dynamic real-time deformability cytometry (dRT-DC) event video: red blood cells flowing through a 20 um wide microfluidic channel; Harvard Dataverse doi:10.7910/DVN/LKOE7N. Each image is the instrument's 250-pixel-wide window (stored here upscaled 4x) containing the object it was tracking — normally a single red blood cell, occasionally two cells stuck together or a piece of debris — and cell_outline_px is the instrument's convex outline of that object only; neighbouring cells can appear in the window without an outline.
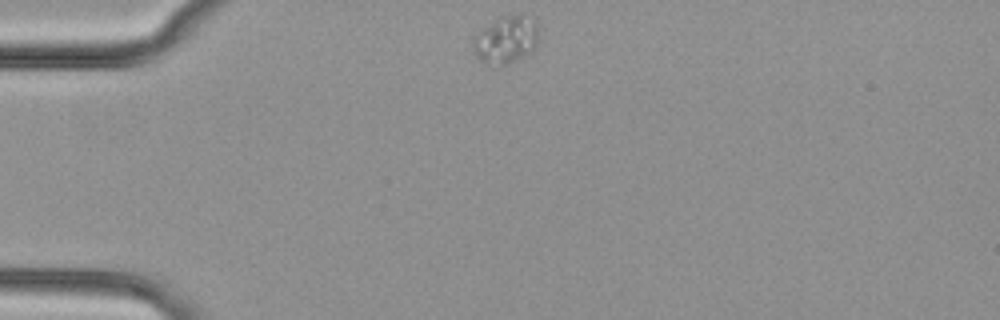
{"species": "common noctule bat (a hibernating species)", "species_latin": "Nyctalus noctula", "temperature_condition": "cold", "stored_images_in_passage": 37, "camera_frame_rate_fps": 3000, "um_per_image_px": 0.085, "animal": {"sex": "female", "body_mass_g": 29.2, "forearm_length_mm": 56.3}, "frame": {"image": 1, "passage_image": 1, "time_ms": 0.0, "image_size_px": [1000, 320], "cell_outline_px": [[536, 44], [532, 52], [508, 64], [500, 64], [480, 60], [476, 56], [472, 48], [472, 36], [496, 20], [504, 16], [520, 12], [524, 12], [536, 20]], "centroid_in_image_um": [43.01, 3.33], "position_along_channel_um": 42.0, "area_um2": 18.03}}
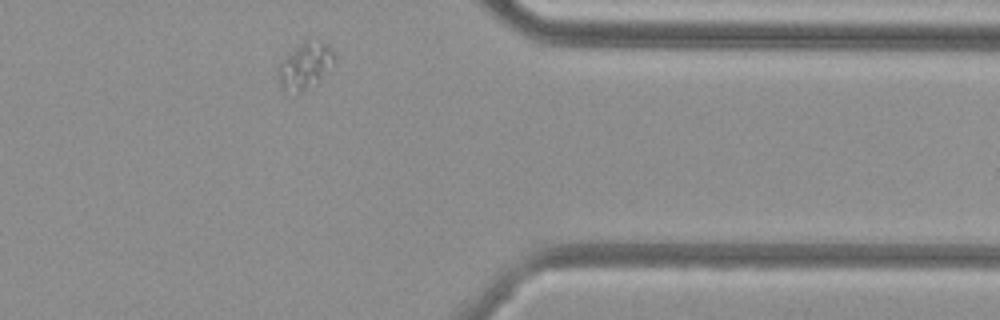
{"frame": {"image": 2, "passage_image": 32, "time_ms": 10.333, "image_size_px": [1000, 320], "cell_outline_px": [[336, 64], [316, 84], [300, 92], [280, 88], [276, 76], [276, 68], [280, 60], [284, 56], [304, 40], [316, 36], [328, 44], [332, 48], [336, 56]], "centroid_in_image_um": [25.96, 5.52], "position_along_channel_um": 385.4, "area_um2": 16.18}}